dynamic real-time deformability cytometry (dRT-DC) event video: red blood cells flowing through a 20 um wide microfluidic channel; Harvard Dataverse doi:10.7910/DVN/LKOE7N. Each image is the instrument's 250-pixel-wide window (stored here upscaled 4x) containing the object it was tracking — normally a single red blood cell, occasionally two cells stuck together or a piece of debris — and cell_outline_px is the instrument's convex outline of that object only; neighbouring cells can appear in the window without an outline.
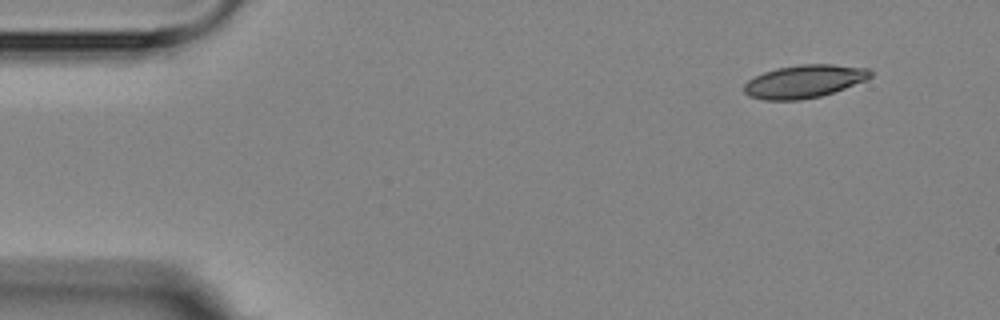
{"species": "Egyptian fruit bat (a non-hibernating species)", "species_latin": "Rousettus aegyptiacus", "temperature_condition": "room temperature", "stored_images_in_passage": 5, "camera_frame_rate_fps": 3000, "um_per_image_px": 0.085, "animal": {"sex": "female"}, "frame": {"image": 1, "passage_image": 1, "time_ms": 0.0, "image_size_px": [1000, 320], "cell_outline_px": [[872, 76], [864, 80], [844, 88], [820, 96], [800, 100], [764, 100], [748, 96], [744, 92], [744, 84], [748, 80], [764, 72], [776, 68], [800, 64], [832, 64], [872, 68]], "centroid_in_image_um": [68.35, 6.91], "position_along_channel_um": 16.6, "area_um2": 24.28}}
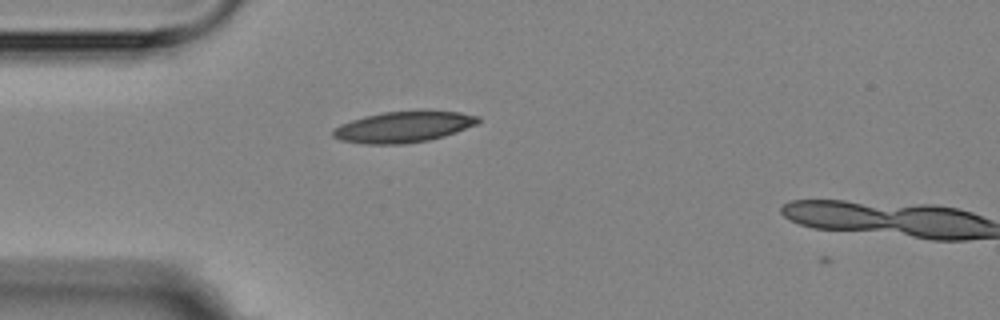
{"frame": {"image": 2, "passage_image": 4, "time_ms": 3.333, "image_size_px": [1000, 320], "cell_outline_px": [[480, 120], [476, 124], [456, 132], [444, 136], [428, 140], [404, 144], [364, 144], [340, 140], [332, 136], [332, 132], [340, 124], [364, 116], [384, 112], [420, 108], [428, 108], [460, 112], [480, 116]], "centroid_in_image_um": [34.34, 10.74], "position_along_channel_um": 50.7, "area_um2": 26.99}}